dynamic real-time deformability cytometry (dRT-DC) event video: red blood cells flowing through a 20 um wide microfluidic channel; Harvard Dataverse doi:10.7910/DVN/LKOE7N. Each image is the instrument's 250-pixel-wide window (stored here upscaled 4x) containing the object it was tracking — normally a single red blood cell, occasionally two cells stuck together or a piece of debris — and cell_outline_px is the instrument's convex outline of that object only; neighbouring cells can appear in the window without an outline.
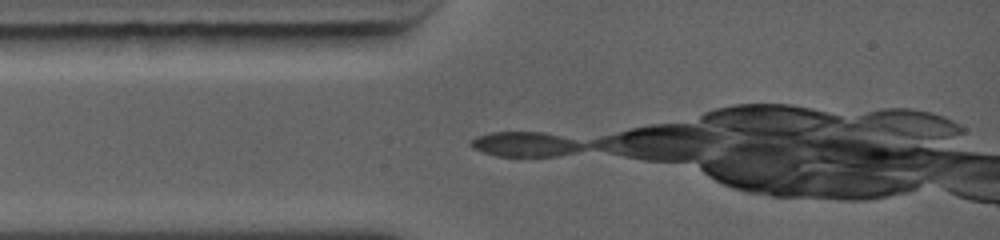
{"species": "common noctule bat (a hibernating species)", "species_latin": "Nyctalus noctula", "temperature_condition": "warm", "stored_images_in_passage": 32, "camera_frame_rate_fps": 5000, "um_per_image_px": 0.085, "animal": {"sex": "female", "body_mass_g": 19.0, "forearm_length_mm": 56.7}, "frame": {"image": 1, "passage_image": 1, "time_ms": 0.0, "image_size_px": [1000, 240], "cell_outline_px": [[576, 148], [544, 156], [504, 156], [480, 148], [472, 144], [476, 140], [484, 136], [500, 132], [532, 132], [564, 140], [576, 144]], "centroid_in_image_um": [44.44, 12.26], "position_along_channel_um": 40.6, "area_um2": 13.18}}
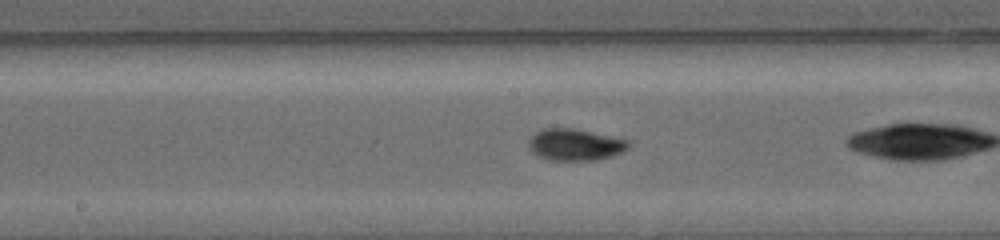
{"frame": {"image": 2, "passage_image": 15, "time_ms": 3.6, "image_size_px": [1000, 240], "cell_outline_px": [[624, 144], [620, 148], [604, 156], [572, 160], [564, 160], [548, 156], [536, 148], [536, 136], [544, 128], [568, 128], [616, 140]], "centroid_in_image_um": [48.8, 12.26], "position_along_channel_um": 199.4, "area_um2": 14.51}}
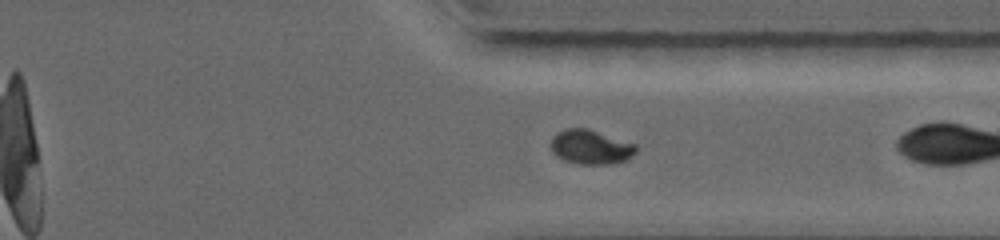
{"frame": {"image": 3, "passage_image": 30, "time_ms": 7.2, "image_size_px": [1000, 240], "cell_outline_px": [[636, 148], [624, 160], [608, 164], [580, 164], [568, 160], [560, 156], [552, 148], [552, 140], [564, 128], [588, 128], [632, 144]], "centroid_in_image_um": [50.18, 12.48], "position_along_channel_um": 361.2, "area_um2": 15.95}}